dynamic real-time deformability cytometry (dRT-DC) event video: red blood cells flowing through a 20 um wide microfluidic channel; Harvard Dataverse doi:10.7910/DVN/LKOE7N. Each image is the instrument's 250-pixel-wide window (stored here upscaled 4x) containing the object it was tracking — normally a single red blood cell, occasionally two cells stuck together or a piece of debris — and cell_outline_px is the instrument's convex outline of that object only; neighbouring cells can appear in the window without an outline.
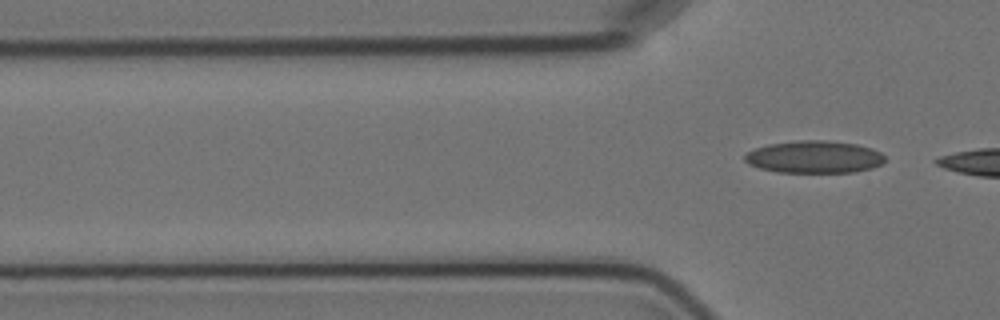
{"species": "Egyptian fruit bat (a non-hibernating species)", "species_latin": "Rousettus aegyptiacus", "temperature_condition": "cold", "stored_images_in_passage": 7, "camera_frame_rate_fps": 3000, "um_per_image_px": 0.085, "animal": {"sex": "female"}, "frame": {"image": 1, "passage_image": 7, "time_ms": 8.0, "image_size_px": [1000, 320], "cell_outline_px": [[884, 160], [880, 164], [872, 168], [852, 172], [776, 172], [760, 168], [748, 164], [744, 160], [744, 156], [748, 152], [756, 148], [768, 144], [800, 140], [824, 140], [856, 144], [872, 148], [880, 152], [884, 156]], "centroid_in_image_um": [69.19, 13.34], "position_along_channel_um": 56.6, "area_um2": 26.3}}